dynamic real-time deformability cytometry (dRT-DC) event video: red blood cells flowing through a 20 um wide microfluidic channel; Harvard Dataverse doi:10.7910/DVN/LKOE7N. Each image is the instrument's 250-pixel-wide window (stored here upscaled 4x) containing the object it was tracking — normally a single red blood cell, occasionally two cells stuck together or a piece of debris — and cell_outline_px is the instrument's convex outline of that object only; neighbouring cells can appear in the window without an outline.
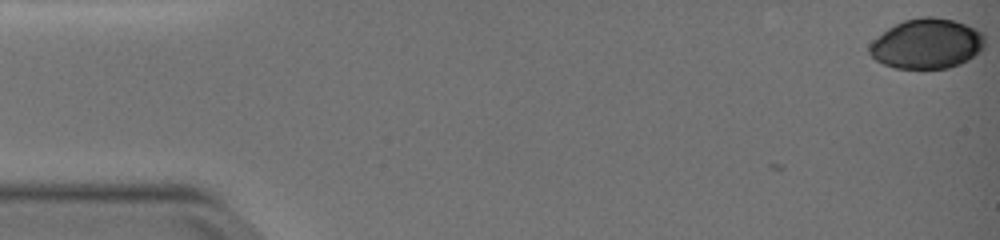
{"species": "common noctule bat (a hibernating species)", "species_latin": "Nyctalus noctula", "temperature_condition": "warm", "stored_images_in_passage": 7, "camera_frame_rate_fps": 3000, "um_per_image_px": 0.085, "animal": {"sex": "female", "body_mass_g": 19.0, "forearm_length_mm": 51.5}, "frame": {"image": 1, "passage_image": 1, "time_ms": 0.0, "image_size_px": [1000, 240], "cell_outline_px": [[984, 48], [980, 52], [968, 60], [960, 64], [948, 68], [896, 68], [884, 64], [876, 60], [868, 52], [868, 44], [872, 40], [888, 28], [904, 20], [924, 16], [932, 16], [952, 20], [976, 28], [984, 32]], "centroid_in_image_um": [78.79, 3.71], "position_along_channel_um": 6.2, "area_um2": 33.76}}